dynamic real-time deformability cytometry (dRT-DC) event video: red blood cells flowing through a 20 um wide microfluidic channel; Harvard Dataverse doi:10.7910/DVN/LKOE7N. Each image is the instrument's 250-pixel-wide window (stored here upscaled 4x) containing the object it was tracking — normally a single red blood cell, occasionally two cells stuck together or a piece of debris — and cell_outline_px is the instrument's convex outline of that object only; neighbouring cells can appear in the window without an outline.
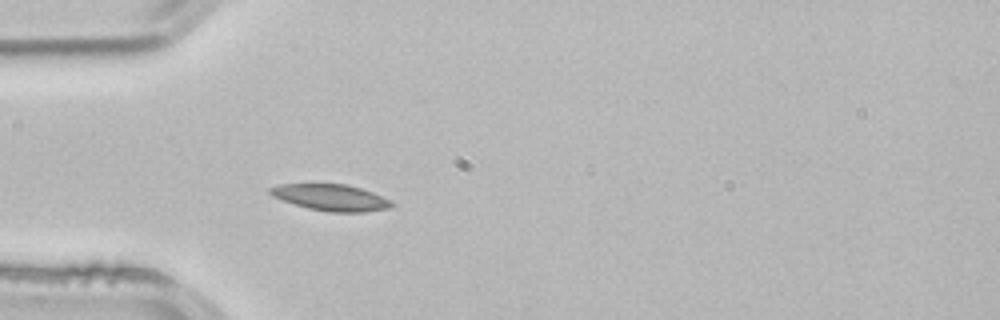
{"species": "common noctule bat (a hibernating species)", "species_latin": "Nyctalus noctula", "temperature_condition": "room temperature", "stored_images_in_passage": 2, "camera_frame_rate_fps": 3000, "um_per_image_px": 0.085, "animal": {"sex": "male", "body_mass_g": 21.5, "forearm_length_mm": 52.0}, "frame": {"image": 1, "passage_image": 2, "time_ms": 0.333, "image_size_px": [1000, 320], "cell_outline_px": [[396, 204], [388, 208], [364, 212], [328, 212], [308, 208], [272, 196], [268, 192], [268, 188], [280, 184], [348, 184], [372, 192], [392, 200]], "centroid_in_image_um": [28.15, 16.78], "position_along_channel_um": 56.8, "area_um2": 18.67}}